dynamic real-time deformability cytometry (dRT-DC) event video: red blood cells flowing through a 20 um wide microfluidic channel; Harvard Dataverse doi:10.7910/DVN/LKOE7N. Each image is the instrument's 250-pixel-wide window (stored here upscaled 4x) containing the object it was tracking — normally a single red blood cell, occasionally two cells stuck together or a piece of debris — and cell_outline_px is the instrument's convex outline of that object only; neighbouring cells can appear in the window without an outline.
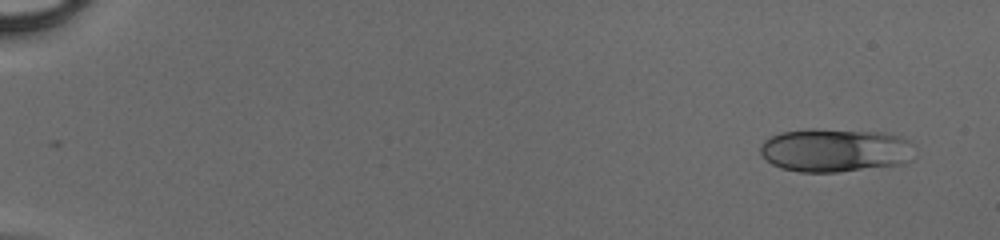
{"species": "human", "species_latin": "Homo sapiens", "temperature_condition": "cold", "stored_images_in_passage": 47, "camera_frame_rate_fps": 3000, "um_per_image_px": 0.085, "donor": {"sex": "male"}, "frame": {"image": 1, "passage_image": 1, "time_ms": 0.0, "image_size_px": [1000, 240], "cell_outline_px": [[912, 144], [908, 160], [900, 164], [836, 172], [800, 172], [780, 168], [772, 164], [760, 152], [760, 144], [764, 140], [780, 132], [812, 128], [816, 128], [884, 132], [900, 136], [908, 140]], "centroid_in_image_um": [70.92, 12.75], "position_along_channel_um": 14.1, "area_um2": 39.02}}
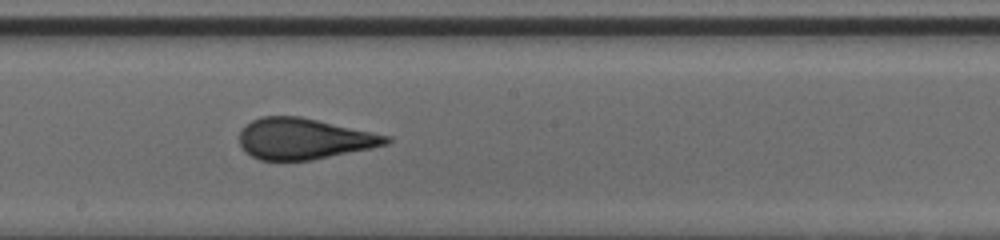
{"frame": {"image": 2, "passage_image": 27, "time_ms": 8.667, "image_size_px": [1000, 240], "cell_outline_px": [[392, 140], [388, 144], [372, 148], [312, 160], [260, 160], [252, 156], [240, 144], [240, 132], [244, 124], [260, 116], [300, 116], [392, 136]], "centroid_in_image_um": [25.86, 11.78], "position_along_channel_um": 222.3, "area_um2": 35.14}}
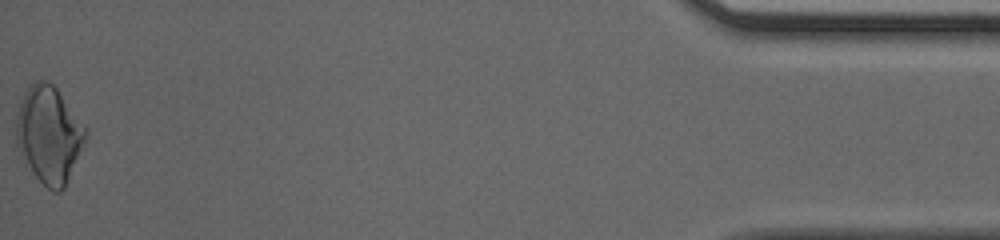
{"frame": {"image": 3, "passage_image": 47, "time_ms": 15.333, "image_size_px": [1000, 240], "cell_outline_px": [[88, 128], [84, 144], [64, 188], [60, 192], [52, 192], [32, 172], [20, 152], [16, 144], [16, 120], [20, 104], [24, 92], [36, 80], [48, 80], [56, 88]], "centroid_in_image_um": [4.18, 11.43], "position_along_channel_um": 431.0, "area_um2": 38.84}}